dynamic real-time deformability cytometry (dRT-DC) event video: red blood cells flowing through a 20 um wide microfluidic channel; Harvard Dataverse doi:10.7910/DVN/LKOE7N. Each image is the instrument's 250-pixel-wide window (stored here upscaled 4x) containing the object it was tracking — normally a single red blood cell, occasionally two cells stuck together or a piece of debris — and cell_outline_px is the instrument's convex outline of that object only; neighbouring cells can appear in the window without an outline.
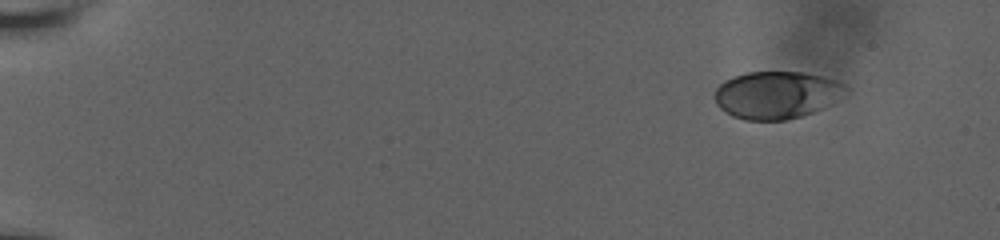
{"species": "human", "species_latin": "Homo sapiens", "temperature_condition": "room temperature", "stored_images_in_passage": 45, "camera_frame_rate_fps": 3000, "um_per_image_px": 0.085, "donor": {"sex": "male"}, "frame": {"image": 1, "passage_image": 1, "time_ms": 0.0, "image_size_px": [1000, 240], "cell_outline_px": [[848, 92], [832, 104], [824, 108], [800, 116], [784, 120], [744, 120], [732, 116], [720, 108], [716, 104], [716, 88], [724, 80], [732, 76], [748, 72], [804, 72], [824, 76], [836, 80], [844, 84], [848, 88]], "centroid_in_image_um": [66.04, 8.06], "position_along_channel_um": 19.0, "area_um2": 36.47}}
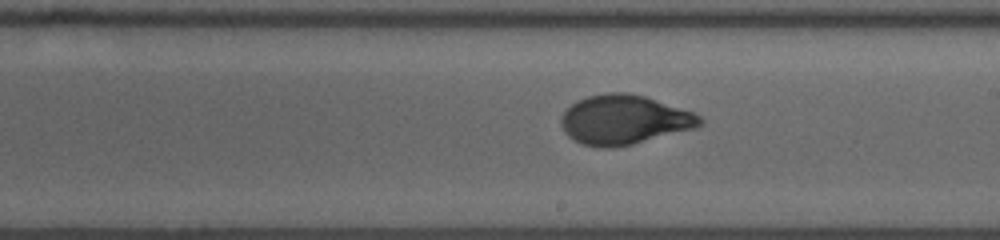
{"frame": {"image": 2, "passage_image": 24, "time_ms": 7.667, "image_size_px": [1000, 240], "cell_outline_px": [[704, 120], [700, 124], [692, 128], [632, 144], [612, 148], [596, 148], [584, 144], [568, 136], [564, 132], [560, 120], [560, 116], [576, 100], [588, 96], [608, 92], [624, 92], [644, 96], [692, 112], [700, 116]], "centroid_in_image_um": [52.99, 10.18], "position_along_channel_um": 236.0, "area_um2": 39.48}}
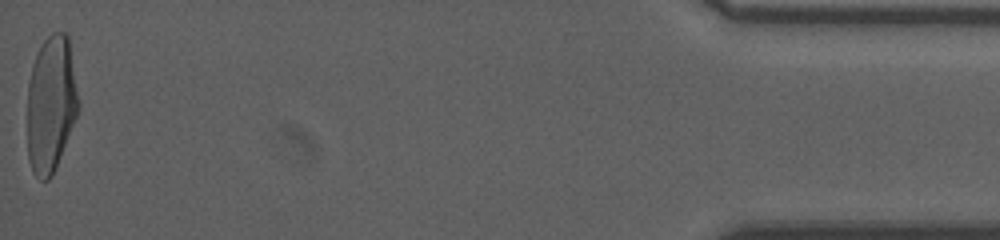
{"frame": {"image": 3, "passage_image": 45, "time_ms": 14.667, "image_size_px": [1000, 240], "cell_outline_px": [[80, 108], [52, 176], [48, 180], [40, 180], [32, 172], [28, 160], [28, 84], [32, 64], [44, 40], [52, 32], [64, 32], [68, 36], [80, 104]], "centroid_in_image_um": [4.34, 8.86], "position_along_channel_um": 430.9, "area_um2": 40.69}, "authors_computed_cell_mechanics": {"area_um2": 38.9572, "velocity_mm_per_s": 3.8255, "shape_relaxation_time_tau1_ms": 4.0099, "shape_relaxation_time_tau2_ms": null, "deformation_change_tau1": 0.1843, "deformation_change_tau2": null}}